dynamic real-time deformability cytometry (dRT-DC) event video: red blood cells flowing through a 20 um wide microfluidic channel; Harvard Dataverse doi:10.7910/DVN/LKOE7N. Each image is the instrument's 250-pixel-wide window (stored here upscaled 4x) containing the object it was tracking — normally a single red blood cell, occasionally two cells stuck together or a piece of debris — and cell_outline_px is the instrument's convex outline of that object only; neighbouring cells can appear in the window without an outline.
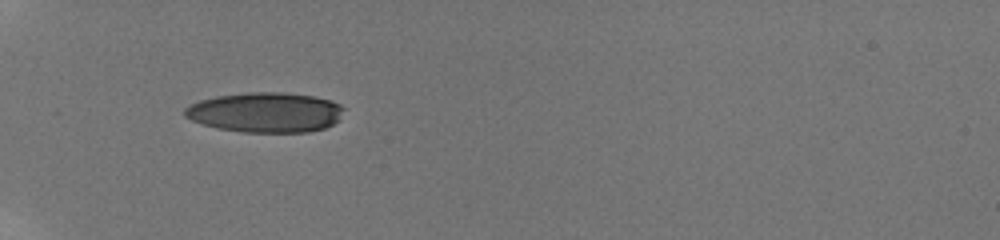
{"species": "human", "species_latin": "Homo sapiens", "temperature_condition": "room temperature", "stored_images_in_passage": 21, "camera_frame_rate_fps": 3000, "um_per_image_px": 0.085, "donor": {"sex": "male"}, "frame": {"image": 1, "passage_image": 1, "time_ms": 0.0, "image_size_px": [1000, 240], "cell_outline_px": [[344, 108], [340, 120], [324, 128], [308, 132], [244, 132], [216, 128], [192, 120], [184, 116], [184, 108], [200, 100], [216, 96], [248, 92], [284, 92], [316, 96], [332, 100], [340, 104]], "centroid_in_image_um": [22.6, 9.54], "position_along_channel_um": 62.4, "area_um2": 37.28}}
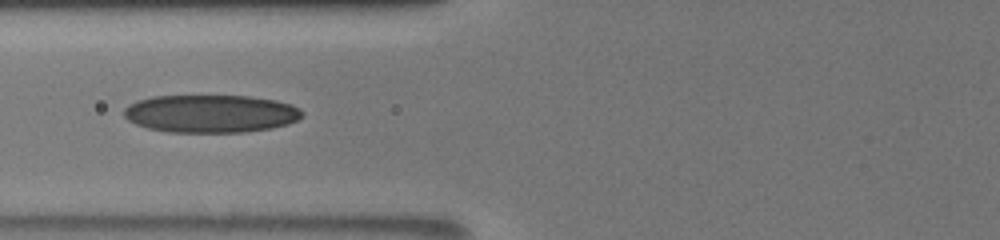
{"frame": {"image": 2, "passage_image": 9, "time_ms": 1.667, "image_size_px": [1000, 240], "cell_outline_px": [[304, 116], [288, 124], [272, 128], [244, 132], [168, 132], [148, 128], [136, 124], [128, 120], [124, 116], [124, 108], [128, 104], [152, 96], [248, 96], [276, 100], [292, 104], [300, 108], [304, 112]], "centroid_in_image_um": [17.94, 9.66], "position_along_channel_um": 107.9, "area_um2": 39.48}}
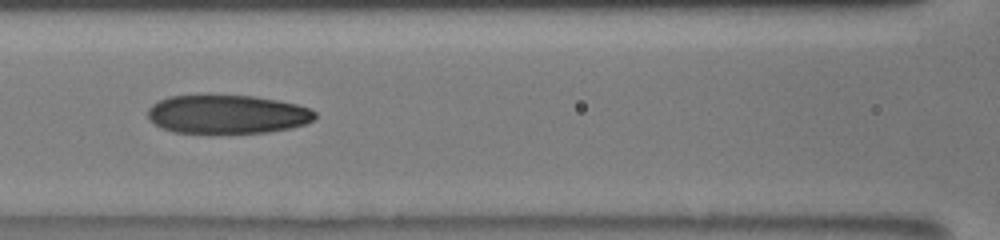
{"frame": {"image": 3, "passage_image": 15, "time_ms": 2.667, "image_size_px": [1000, 240], "cell_outline_px": [[316, 116], [312, 120], [304, 124], [288, 128], [268, 132], [172, 132], [160, 128], [148, 120], [148, 108], [152, 104], [168, 96], [256, 96], [296, 104], [312, 108], [316, 112]], "centroid_in_image_um": [19.29, 9.71], "position_along_channel_um": 147.3, "area_um2": 37.4}}